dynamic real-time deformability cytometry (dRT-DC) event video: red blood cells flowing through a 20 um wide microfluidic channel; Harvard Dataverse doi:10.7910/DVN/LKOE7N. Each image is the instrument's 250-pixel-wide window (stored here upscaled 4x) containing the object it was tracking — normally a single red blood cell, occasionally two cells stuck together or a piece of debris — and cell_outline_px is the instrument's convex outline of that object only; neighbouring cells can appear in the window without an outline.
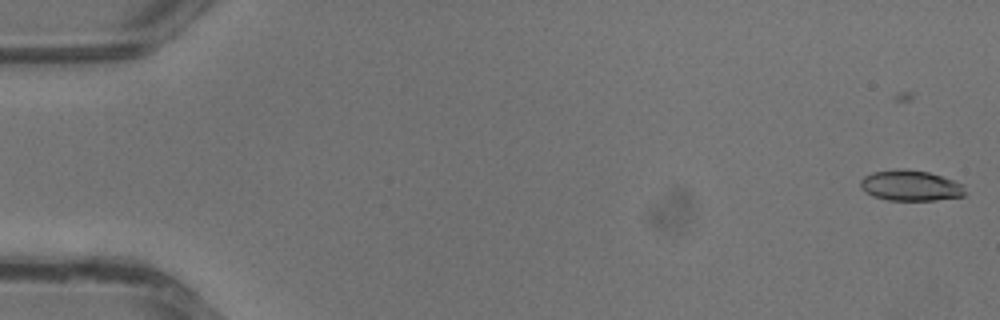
{"species": "common noctule bat (a hibernating species)", "species_latin": "Nyctalus noctula", "temperature_condition": "warm", "stored_images_in_passage": 28, "camera_frame_rate_fps": 3000, "um_per_image_px": 0.085, "animal": {"sex": "male", "body_mass_g": 13.3}, "frame": {"image": 1, "passage_image": 3, "time_ms": 0.667, "image_size_px": [1000, 320], "cell_outline_px": [[964, 196], [936, 200], [888, 200], [872, 196], [860, 188], [860, 180], [864, 176], [872, 172], [928, 172], [952, 180], [960, 184], [964, 192]], "centroid_in_image_um": [77.36, 15.83], "position_along_channel_um": 7.6, "area_um2": 17.69}}
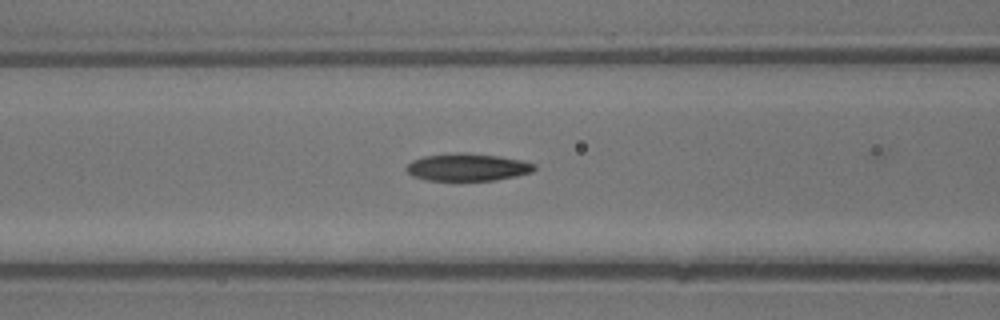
{"frame": {"image": 2, "passage_image": 18, "time_ms": 5.667, "image_size_px": [1000, 320], "cell_outline_px": [[536, 168], [532, 172], [516, 176], [496, 180], [424, 180], [412, 176], [404, 168], [412, 160], [424, 156], [456, 152], [468, 152], [500, 156], [520, 160], [536, 164]], "centroid_in_image_um": [39.72, 14.2], "position_along_channel_um": 126.9, "area_um2": 20.63}}
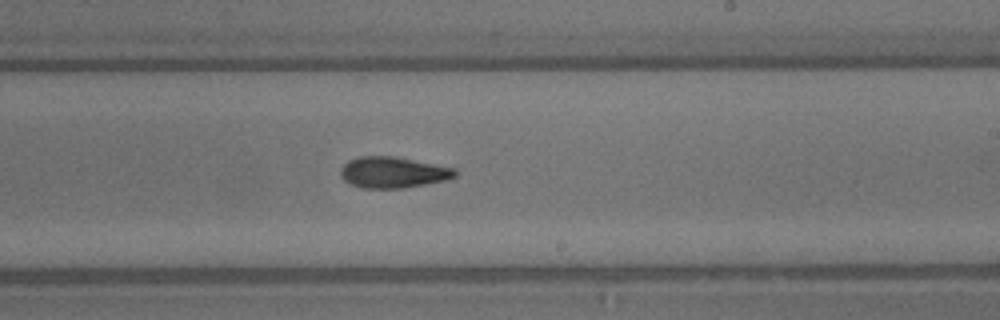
{"frame": {"image": 3, "passage_image": 25, "time_ms": 8.0, "image_size_px": [1000, 320], "cell_outline_px": [[456, 176], [444, 180], [404, 188], [360, 188], [344, 180], [340, 176], [340, 168], [348, 160], [360, 156], [396, 156], [456, 168]], "centroid_in_image_um": [33.38, 14.64], "position_along_channel_um": 255.6, "area_um2": 20.81}}